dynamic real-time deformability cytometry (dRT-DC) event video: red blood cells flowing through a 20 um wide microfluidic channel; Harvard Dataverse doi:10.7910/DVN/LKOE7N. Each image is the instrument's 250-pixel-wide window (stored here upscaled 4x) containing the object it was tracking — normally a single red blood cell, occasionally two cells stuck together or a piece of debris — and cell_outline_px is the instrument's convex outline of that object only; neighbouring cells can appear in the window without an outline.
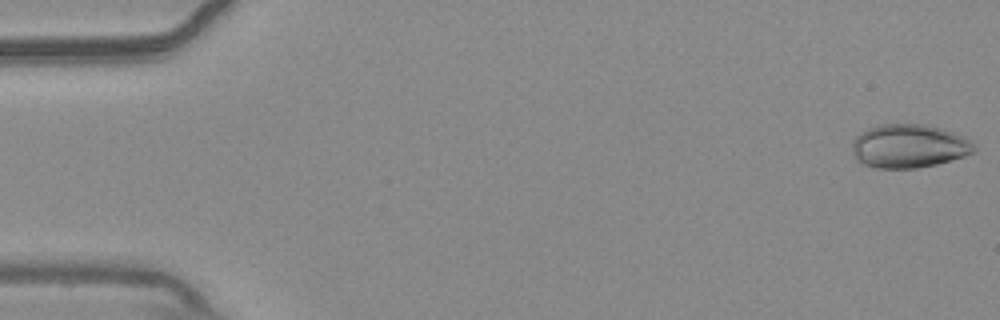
{"species": "common noctule bat (a hibernating species)", "species_latin": "Nyctalus noctula", "temperature_condition": "warm", "stored_images_in_passage": 55, "camera_frame_rate_fps": 3000, "um_per_image_px": 0.085, "animal": {"sex": "male", "body_mass_g": 20.4}, "frame": {"image": 1, "passage_image": 1, "time_ms": 0.0, "image_size_px": [1000, 320], "cell_outline_px": [[976, 152], [952, 160], [936, 164], [916, 168], [876, 168], [864, 164], [856, 160], [852, 152], [852, 140], [856, 136], [868, 128], [880, 124], [924, 124], [940, 128], [964, 136], [976, 144]], "centroid_in_image_um": [77.27, 12.42], "position_along_channel_um": 7.7, "area_um2": 31.21}}
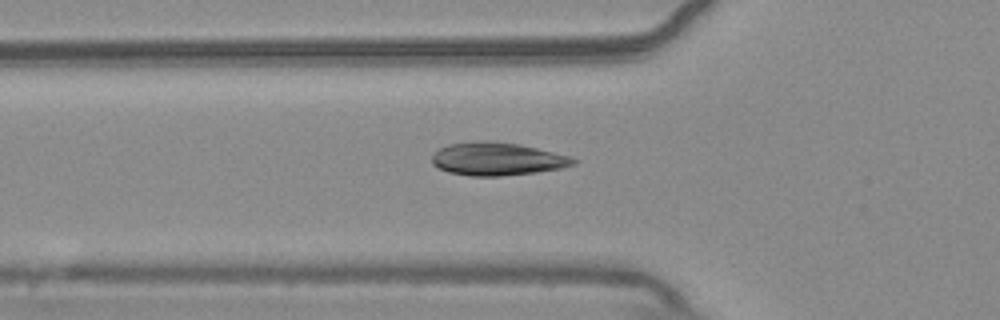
{"frame": {"image": 2, "passage_image": 19, "time_ms": 6.0, "image_size_px": [1000, 320], "cell_outline_px": [[580, 160], [576, 164], [560, 168], [536, 172], [500, 176], [472, 176], [448, 172], [432, 164], [432, 156], [440, 148], [448, 144], [480, 140], [484, 140], [516, 144], [536, 148], [568, 156]], "centroid_in_image_um": [42.25, 13.51], "position_along_channel_um": 83.6, "area_um2": 26.93}}
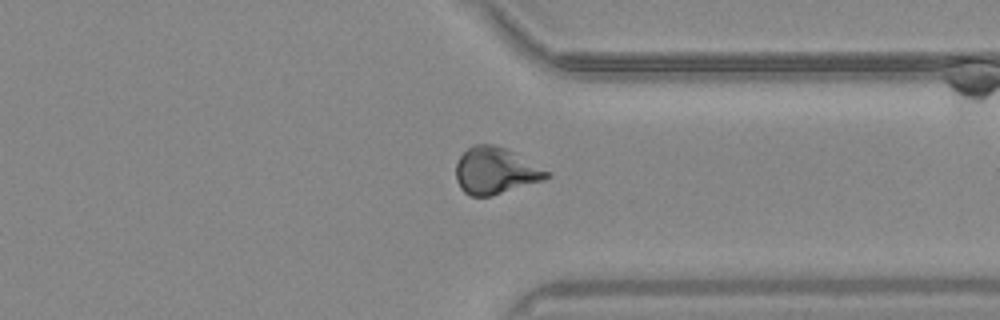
{"frame": {"image": 3, "passage_image": 42, "time_ms": 13.667, "image_size_px": [1000, 320], "cell_outline_px": [[552, 176], [544, 180], [492, 196], [472, 196], [464, 192], [460, 188], [456, 180], [456, 164], [460, 156], [472, 144], [492, 144], [504, 148], [552, 172]], "centroid_in_image_um": [42.12, 14.53], "position_along_channel_um": 369.3, "area_um2": 24.68}, "authors_computed_cell_mechanics": {"area_um2": 25.9522, "velocity_mm_per_s": 3.7237, "shape_relaxation_time_tau1_ms": 5.7485, "shape_relaxation_time_tau2_ms": null, "deformation_change_tau1": 0.16, "deformation_change_tau2": null}}